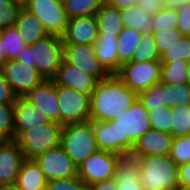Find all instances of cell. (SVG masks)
<instances>
[{
  "label": "cell",
  "instance_id": "obj_1",
  "mask_svg": "<svg viewBox=\"0 0 190 190\" xmlns=\"http://www.w3.org/2000/svg\"><path fill=\"white\" fill-rule=\"evenodd\" d=\"M148 110L137 98L127 110L110 121H93V133L99 150L116 154L131 153L142 135L151 130Z\"/></svg>",
  "mask_w": 190,
  "mask_h": 190
},
{
  "label": "cell",
  "instance_id": "obj_2",
  "mask_svg": "<svg viewBox=\"0 0 190 190\" xmlns=\"http://www.w3.org/2000/svg\"><path fill=\"white\" fill-rule=\"evenodd\" d=\"M137 94L116 74L98 80L90 96V121H110L130 108Z\"/></svg>",
  "mask_w": 190,
  "mask_h": 190
},
{
  "label": "cell",
  "instance_id": "obj_3",
  "mask_svg": "<svg viewBox=\"0 0 190 190\" xmlns=\"http://www.w3.org/2000/svg\"><path fill=\"white\" fill-rule=\"evenodd\" d=\"M16 60L35 68L45 80H52L64 60L63 40L56 35H47L31 46L26 45Z\"/></svg>",
  "mask_w": 190,
  "mask_h": 190
},
{
  "label": "cell",
  "instance_id": "obj_4",
  "mask_svg": "<svg viewBox=\"0 0 190 190\" xmlns=\"http://www.w3.org/2000/svg\"><path fill=\"white\" fill-rule=\"evenodd\" d=\"M139 162L144 190H179L178 165L169 155L139 157Z\"/></svg>",
  "mask_w": 190,
  "mask_h": 190
},
{
  "label": "cell",
  "instance_id": "obj_5",
  "mask_svg": "<svg viewBox=\"0 0 190 190\" xmlns=\"http://www.w3.org/2000/svg\"><path fill=\"white\" fill-rule=\"evenodd\" d=\"M77 167L99 149L93 133V121L63 125L60 144Z\"/></svg>",
  "mask_w": 190,
  "mask_h": 190
},
{
  "label": "cell",
  "instance_id": "obj_6",
  "mask_svg": "<svg viewBox=\"0 0 190 190\" xmlns=\"http://www.w3.org/2000/svg\"><path fill=\"white\" fill-rule=\"evenodd\" d=\"M63 125L50 121L41 126L24 131L16 141L25 159H33L37 155L61 144Z\"/></svg>",
  "mask_w": 190,
  "mask_h": 190
},
{
  "label": "cell",
  "instance_id": "obj_7",
  "mask_svg": "<svg viewBox=\"0 0 190 190\" xmlns=\"http://www.w3.org/2000/svg\"><path fill=\"white\" fill-rule=\"evenodd\" d=\"M162 63L160 61L135 62L123 64L116 75L136 94L160 83Z\"/></svg>",
  "mask_w": 190,
  "mask_h": 190
},
{
  "label": "cell",
  "instance_id": "obj_8",
  "mask_svg": "<svg viewBox=\"0 0 190 190\" xmlns=\"http://www.w3.org/2000/svg\"><path fill=\"white\" fill-rule=\"evenodd\" d=\"M23 8L41 21L48 35L64 36L69 18L62 1L29 0Z\"/></svg>",
  "mask_w": 190,
  "mask_h": 190
},
{
  "label": "cell",
  "instance_id": "obj_9",
  "mask_svg": "<svg viewBox=\"0 0 190 190\" xmlns=\"http://www.w3.org/2000/svg\"><path fill=\"white\" fill-rule=\"evenodd\" d=\"M57 99L62 125L90 121V95L57 86Z\"/></svg>",
  "mask_w": 190,
  "mask_h": 190
},
{
  "label": "cell",
  "instance_id": "obj_10",
  "mask_svg": "<svg viewBox=\"0 0 190 190\" xmlns=\"http://www.w3.org/2000/svg\"><path fill=\"white\" fill-rule=\"evenodd\" d=\"M119 154L98 150L78 166L77 176L86 186L113 179Z\"/></svg>",
  "mask_w": 190,
  "mask_h": 190
},
{
  "label": "cell",
  "instance_id": "obj_11",
  "mask_svg": "<svg viewBox=\"0 0 190 190\" xmlns=\"http://www.w3.org/2000/svg\"><path fill=\"white\" fill-rule=\"evenodd\" d=\"M43 171L47 181L76 177L78 167L61 145L33 158Z\"/></svg>",
  "mask_w": 190,
  "mask_h": 190
},
{
  "label": "cell",
  "instance_id": "obj_12",
  "mask_svg": "<svg viewBox=\"0 0 190 190\" xmlns=\"http://www.w3.org/2000/svg\"><path fill=\"white\" fill-rule=\"evenodd\" d=\"M0 71L16 97H23L45 80L35 68H29L16 59L7 60L0 68Z\"/></svg>",
  "mask_w": 190,
  "mask_h": 190
},
{
  "label": "cell",
  "instance_id": "obj_13",
  "mask_svg": "<svg viewBox=\"0 0 190 190\" xmlns=\"http://www.w3.org/2000/svg\"><path fill=\"white\" fill-rule=\"evenodd\" d=\"M63 48L64 60L79 70L93 75L98 80H102L110 75L96 58L94 44L63 43Z\"/></svg>",
  "mask_w": 190,
  "mask_h": 190
},
{
  "label": "cell",
  "instance_id": "obj_14",
  "mask_svg": "<svg viewBox=\"0 0 190 190\" xmlns=\"http://www.w3.org/2000/svg\"><path fill=\"white\" fill-rule=\"evenodd\" d=\"M23 98L45 113L50 121L60 123L57 85L53 80H44L40 85L24 95Z\"/></svg>",
  "mask_w": 190,
  "mask_h": 190
},
{
  "label": "cell",
  "instance_id": "obj_15",
  "mask_svg": "<svg viewBox=\"0 0 190 190\" xmlns=\"http://www.w3.org/2000/svg\"><path fill=\"white\" fill-rule=\"evenodd\" d=\"M57 86H64L90 95L93 93L98 79L93 75L79 70L65 60L58 67L56 76L52 79Z\"/></svg>",
  "mask_w": 190,
  "mask_h": 190
},
{
  "label": "cell",
  "instance_id": "obj_16",
  "mask_svg": "<svg viewBox=\"0 0 190 190\" xmlns=\"http://www.w3.org/2000/svg\"><path fill=\"white\" fill-rule=\"evenodd\" d=\"M25 160L16 140L0 142V185L15 184Z\"/></svg>",
  "mask_w": 190,
  "mask_h": 190
},
{
  "label": "cell",
  "instance_id": "obj_17",
  "mask_svg": "<svg viewBox=\"0 0 190 190\" xmlns=\"http://www.w3.org/2000/svg\"><path fill=\"white\" fill-rule=\"evenodd\" d=\"M48 122H50V119L39 108L29 103L23 97H16L13 116L14 140L24 131Z\"/></svg>",
  "mask_w": 190,
  "mask_h": 190
},
{
  "label": "cell",
  "instance_id": "obj_18",
  "mask_svg": "<svg viewBox=\"0 0 190 190\" xmlns=\"http://www.w3.org/2000/svg\"><path fill=\"white\" fill-rule=\"evenodd\" d=\"M98 36L96 15L73 17L69 19L62 37L63 43L92 45Z\"/></svg>",
  "mask_w": 190,
  "mask_h": 190
},
{
  "label": "cell",
  "instance_id": "obj_19",
  "mask_svg": "<svg viewBox=\"0 0 190 190\" xmlns=\"http://www.w3.org/2000/svg\"><path fill=\"white\" fill-rule=\"evenodd\" d=\"M114 180L117 190H144L140 182L139 157L133 153L121 154L117 161Z\"/></svg>",
  "mask_w": 190,
  "mask_h": 190
},
{
  "label": "cell",
  "instance_id": "obj_20",
  "mask_svg": "<svg viewBox=\"0 0 190 190\" xmlns=\"http://www.w3.org/2000/svg\"><path fill=\"white\" fill-rule=\"evenodd\" d=\"M173 139L169 133L151 129L141 136L131 153L138 157L169 155Z\"/></svg>",
  "mask_w": 190,
  "mask_h": 190
},
{
  "label": "cell",
  "instance_id": "obj_21",
  "mask_svg": "<svg viewBox=\"0 0 190 190\" xmlns=\"http://www.w3.org/2000/svg\"><path fill=\"white\" fill-rule=\"evenodd\" d=\"M117 38L118 35H98L94 42L96 58L110 74H116L119 70Z\"/></svg>",
  "mask_w": 190,
  "mask_h": 190
},
{
  "label": "cell",
  "instance_id": "obj_22",
  "mask_svg": "<svg viewBox=\"0 0 190 190\" xmlns=\"http://www.w3.org/2000/svg\"><path fill=\"white\" fill-rule=\"evenodd\" d=\"M47 182L37 162L34 159H25L15 184L21 190H46Z\"/></svg>",
  "mask_w": 190,
  "mask_h": 190
},
{
  "label": "cell",
  "instance_id": "obj_23",
  "mask_svg": "<svg viewBox=\"0 0 190 190\" xmlns=\"http://www.w3.org/2000/svg\"><path fill=\"white\" fill-rule=\"evenodd\" d=\"M15 27L28 46L48 35L41 21L24 8L19 13Z\"/></svg>",
  "mask_w": 190,
  "mask_h": 190
},
{
  "label": "cell",
  "instance_id": "obj_24",
  "mask_svg": "<svg viewBox=\"0 0 190 190\" xmlns=\"http://www.w3.org/2000/svg\"><path fill=\"white\" fill-rule=\"evenodd\" d=\"M153 10L139 4L121 10V18L125 27L133 28L141 33H152Z\"/></svg>",
  "mask_w": 190,
  "mask_h": 190
},
{
  "label": "cell",
  "instance_id": "obj_25",
  "mask_svg": "<svg viewBox=\"0 0 190 190\" xmlns=\"http://www.w3.org/2000/svg\"><path fill=\"white\" fill-rule=\"evenodd\" d=\"M98 35H118L125 27L121 10L110 4H102L96 13Z\"/></svg>",
  "mask_w": 190,
  "mask_h": 190
},
{
  "label": "cell",
  "instance_id": "obj_26",
  "mask_svg": "<svg viewBox=\"0 0 190 190\" xmlns=\"http://www.w3.org/2000/svg\"><path fill=\"white\" fill-rule=\"evenodd\" d=\"M141 37V32L129 27H124L118 34L116 50L119 60V69L123 64L132 61Z\"/></svg>",
  "mask_w": 190,
  "mask_h": 190
},
{
  "label": "cell",
  "instance_id": "obj_27",
  "mask_svg": "<svg viewBox=\"0 0 190 190\" xmlns=\"http://www.w3.org/2000/svg\"><path fill=\"white\" fill-rule=\"evenodd\" d=\"M0 33L3 39L2 45L5 58L15 60L26 46L23 37L19 34L15 25L0 29Z\"/></svg>",
  "mask_w": 190,
  "mask_h": 190
},
{
  "label": "cell",
  "instance_id": "obj_28",
  "mask_svg": "<svg viewBox=\"0 0 190 190\" xmlns=\"http://www.w3.org/2000/svg\"><path fill=\"white\" fill-rule=\"evenodd\" d=\"M160 83L183 84L187 83V70L189 62L177 59L170 62H161Z\"/></svg>",
  "mask_w": 190,
  "mask_h": 190
},
{
  "label": "cell",
  "instance_id": "obj_29",
  "mask_svg": "<svg viewBox=\"0 0 190 190\" xmlns=\"http://www.w3.org/2000/svg\"><path fill=\"white\" fill-rule=\"evenodd\" d=\"M163 97L165 106L172 108L174 106L190 105V86L183 84H167L163 83Z\"/></svg>",
  "mask_w": 190,
  "mask_h": 190
},
{
  "label": "cell",
  "instance_id": "obj_30",
  "mask_svg": "<svg viewBox=\"0 0 190 190\" xmlns=\"http://www.w3.org/2000/svg\"><path fill=\"white\" fill-rule=\"evenodd\" d=\"M68 18L96 15L102 4L99 0H63Z\"/></svg>",
  "mask_w": 190,
  "mask_h": 190
},
{
  "label": "cell",
  "instance_id": "obj_31",
  "mask_svg": "<svg viewBox=\"0 0 190 190\" xmlns=\"http://www.w3.org/2000/svg\"><path fill=\"white\" fill-rule=\"evenodd\" d=\"M152 16L154 25L152 32L177 29V9L170 8L168 5L163 4L157 10H153Z\"/></svg>",
  "mask_w": 190,
  "mask_h": 190
},
{
  "label": "cell",
  "instance_id": "obj_32",
  "mask_svg": "<svg viewBox=\"0 0 190 190\" xmlns=\"http://www.w3.org/2000/svg\"><path fill=\"white\" fill-rule=\"evenodd\" d=\"M132 61H160V54L158 53L153 33H142L140 43L134 52Z\"/></svg>",
  "mask_w": 190,
  "mask_h": 190
},
{
  "label": "cell",
  "instance_id": "obj_33",
  "mask_svg": "<svg viewBox=\"0 0 190 190\" xmlns=\"http://www.w3.org/2000/svg\"><path fill=\"white\" fill-rule=\"evenodd\" d=\"M190 135V105L172 107V136Z\"/></svg>",
  "mask_w": 190,
  "mask_h": 190
},
{
  "label": "cell",
  "instance_id": "obj_34",
  "mask_svg": "<svg viewBox=\"0 0 190 190\" xmlns=\"http://www.w3.org/2000/svg\"><path fill=\"white\" fill-rule=\"evenodd\" d=\"M152 129L172 135V108L160 106L148 110Z\"/></svg>",
  "mask_w": 190,
  "mask_h": 190
},
{
  "label": "cell",
  "instance_id": "obj_35",
  "mask_svg": "<svg viewBox=\"0 0 190 190\" xmlns=\"http://www.w3.org/2000/svg\"><path fill=\"white\" fill-rule=\"evenodd\" d=\"M14 104H0V142L14 140Z\"/></svg>",
  "mask_w": 190,
  "mask_h": 190
},
{
  "label": "cell",
  "instance_id": "obj_36",
  "mask_svg": "<svg viewBox=\"0 0 190 190\" xmlns=\"http://www.w3.org/2000/svg\"><path fill=\"white\" fill-rule=\"evenodd\" d=\"M177 59L190 61V36H183L180 41L160 55V62H170Z\"/></svg>",
  "mask_w": 190,
  "mask_h": 190
},
{
  "label": "cell",
  "instance_id": "obj_37",
  "mask_svg": "<svg viewBox=\"0 0 190 190\" xmlns=\"http://www.w3.org/2000/svg\"><path fill=\"white\" fill-rule=\"evenodd\" d=\"M169 156L178 166L190 162V135L175 137Z\"/></svg>",
  "mask_w": 190,
  "mask_h": 190
},
{
  "label": "cell",
  "instance_id": "obj_38",
  "mask_svg": "<svg viewBox=\"0 0 190 190\" xmlns=\"http://www.w3.org/2000/svg\"><path fill=\"white\" fill-rule=\"evenodd\" d=\"M137 98L147 110L165 106L163 97V83L152 85L146 91L137 94Z\"/></svg>",
  "mask_w": 190,
  "mask_h": 190
},
{
  "label": "cell",
  "instance_id": "obj_39",
  "mask_svg": "<svg viewBox=\"0 0 190 190\" xmlns=\"http://www.w3.org/2000/svg\"><path fill=\"white\" fill-rule=\"evenodd\" d=\"M157 46L158 53L161 55L165 50L176 44L183 37L177 29L152 32Z\"/></svg>",
  "mask_w": 190,
  "mask_h": 190
},
{
  "label": "cell",
  "instance_id": "obj_40",
  "mask_svg": "<svg viewBox=\"0 0 190 190\" xmlns=\"http://www.w3.org/2000/svg\"><path fill=\"white\" fill-rule=\"evenodd\" d=\"M23 6L14 0L0 7V29L14 26Z\"/></svg>",
  "mask_w": 190,
  "mask_h": 190
},
{
  "label": "cell",
  "instance_id": "obj_41",
  "mask_svg": "<svg viewBox=\"0 0 190 190\" xmlns=\"http://www.w3.org/2000/svg\"><path fill=\"white\" fill-rule=\"evenodd\" d=\"M46 190H89V188L76 176L68 179L48 181Z\"/></svg>",
  "mask_w": 190,
  "mask_h": 190
},
{
  "label": "cell",
  "instance_id": "obj_42",
  "mask_svg": "<svg viewBox=\"0 0 190 190\" xmlns=\"http://www.w3.org/2000/svg\"><path fill=\"white\" fill-rule=\"evenodd\" d=\"M177 13V30H179L183 36H190V3L180 6L177 9Z\"/></svg>",
  "mask_w": 190,
  "mask_h": 190
},
{
  "label": "cell",
  "instance_id": "obj_43",
  "mask_svg": "<svg viewBox=\"0 0 190 190\" xmlns=\"http://www.w3.org/2000/svg\"><path fill=\"white\" fill-rule=\"evenodd\" d=\"M15 99L8 81L0 71V104H14Z\"/></svg>",
  "mask_w": 190,
  "mask_h": 190
},
{
  "label": "cell",
  "instance_id": "obj_44",
  "mask_svg": "<svg viewBox=\"0 0 190 190\" xmlns=\"http://www.w3.org/2000/svg\"><path fill=\"white\" fill-rule=\"evenodd\" d=\"M179 190H190V162L178 166Z\"/></svg>",
  "mask_w": 190,
  "mask_h": 190
},
{
  "label": "cell",
  "instance_id": "obj_45",
  "mask_svg": "<svg viewBox=\"0 0 190 190\" xmlns=\"http://www.w3.org/2000/svg\"><path fill=\"white\" fill-rule=\"evenodd\" d=\"M87 187L89 190H117L114 178L97 182Z\"/></svg>",
  "mask_w": 190,
  "mask_h": 190
},
{
  "label": "cell",
  "instance_id": "obj_46",
  "mask_svg": "<svg viewBox=\"0 0 190 190\" xmlns=\"http://www.w3.org/2000/svg\"><path fill=\"white\" fill-rule=\"evenodd\" d=\"M138 4L150 10H157L165 4V0H138Z\"/></svg>",
  "mask_w": 190,
  "mask_h": 190
},
{
  "label": "cell",
  "instance_id": "obj_47",
  "mask_svg": "<svg viewBox=\"0 0 190 190\" xmlns=\"http://www.w3.org/2000/svg\"><path fill=\"white\" fill-rule=\"evenodd\" d=\"M109 4L122 10L138 4V0H110Z\"/></svg>",
  "mask_w": 190,
  "mask_h": 190
},
{
  "label": "cell",
  "instance_id": "obj_48",
  "mask_svg": "<svg viewBox=\"0 0 190 190\" xmlns=\"http://www.w3.org/2000/svg\"><path fill=\"white\" fill-rule=\"evenodd\" d=\"M187 3H190V0H165V4L173 9H178L180 6Z\"/></svg>",
  "mask_w": 190,
  "mask_h": 190
},
{
  "label": "cell",
  "instance_id": "obj_49",
  "mask_svg": "<svg viewBox=\"0 0 190 190\" xmlns=\"http://www.w3.org/2000/svg\"><path fill=\"white\" fill-rule=\"evenodd\" d=\"M2 43H3V39H2V36H1V33H0V68L7 61V59L5 58L4 53H3V45H2Z\"/></svg>",
  "mask_w": 190,
  "mask_h": 190
},
{
  "label": "cell",
  "instance_id": "obj_50",
  "mask_svg": "<svg viewBox=\"0 0 190 190\" xmlns=\"http://www.w3.org/2000/svg\"><path fill=\"white\" fill-rule=\"evenodd\" d=\"M0 190H21L16 184L0 185Z\"/></svg>",
  "mask_w": 190,
  "mask_h": 190
},
{
  "label": "cell",
  "instance_id": "obj_51",
  "mask_svg": "<svg viewBox=\"0 0 190 190\" xmlns=\"http://www.w3.org/2000/svg\"><path fill=\"white\" fill-rule=\"evenodd\" d=\"M187 84L190 86V61L188 65V70H187Z\"/></svg>",
  "mask_w": 190,
  "mask_h": 190
},
{
  "label": "cell",
  "instance_id": "obj_52",
  "mask_svg": "<svg viewBox=\"0 0 190 190\" xmlns=\"http://www.w3.org/2000/svg\"><path fill=\"white\" fill-rule=\"evenodd\" d=\"M14 1L24 6L29 0H14Z\"/></svg>",
  "mask_w": 190,
  "mask_h": 190
},
{
  "label": "cell",
  "instance_id": "obj_53",
  "mask_svg": "<svg viewBox=\"0 0 190 190\" xmlns=\"http://www.w3.org/2000/svg\"><path fill=\"white\" fill-rule=\"evenodd\" d=\"M9 1H11V0H0V7L4 6Z\"/></svg>",
  "mask_w": 190,
  "mask_h": 190
},
{
  "label": "cell",
  "instance_id": "obj_54",
  "mask_svg": "<svg viewBox=\"0 0 190 190\" xmlns=\"http://www.w3.org/2000/svg\"><path fill=\"white\" fill-rule=\"evenodd\" d=\"M101 4H109L110 0H99Z\"/></svg>",
  "mask_w": 190,
  "mask_h": 190
}]
</instances>
